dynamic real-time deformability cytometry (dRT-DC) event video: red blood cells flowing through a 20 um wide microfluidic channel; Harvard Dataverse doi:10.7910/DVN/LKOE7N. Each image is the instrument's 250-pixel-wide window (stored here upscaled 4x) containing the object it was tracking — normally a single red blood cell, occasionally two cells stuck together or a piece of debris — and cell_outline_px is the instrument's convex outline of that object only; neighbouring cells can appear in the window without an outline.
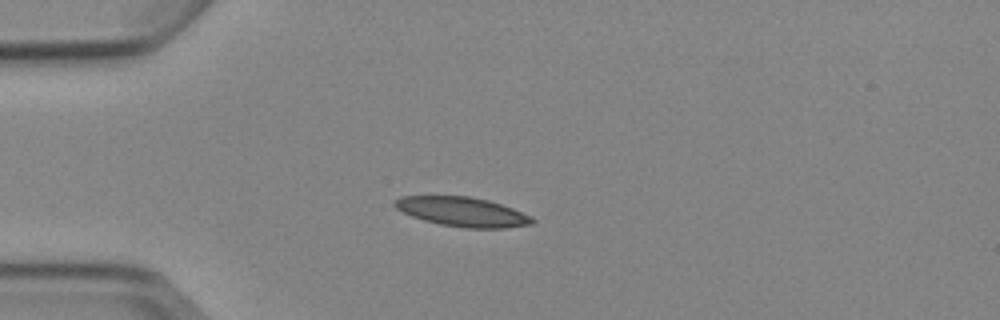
{"species": "Egyptian fruit bat (a non-hibernating species)", "species_latin": "Rousettus aegyptiacus", "temperature_condition": "cold", "stored_images_in_passage": 9, "camera_frame_rate_fps": 3000, "um_per_image_px": 0.085, "animal": {"sex": "female"}, "frame": {"image": 1, "passage_image": 4, "time_ms": 3.667, "image_size_px": [1000, 320], "cell_outline_px": [[536, 220], [532, 224], [504, 228], [468, 228], [440, 224], [424, 220], [412, 216], [396, 208], [392, 204], [392, 200], [400, 196], [472, 196], [488, 200], [512, 208], [532, 216]], "centroid_in_image_um": [39.3, 17.99], "position_along_channel_um": 45.7, "area_um2": 23.58}}
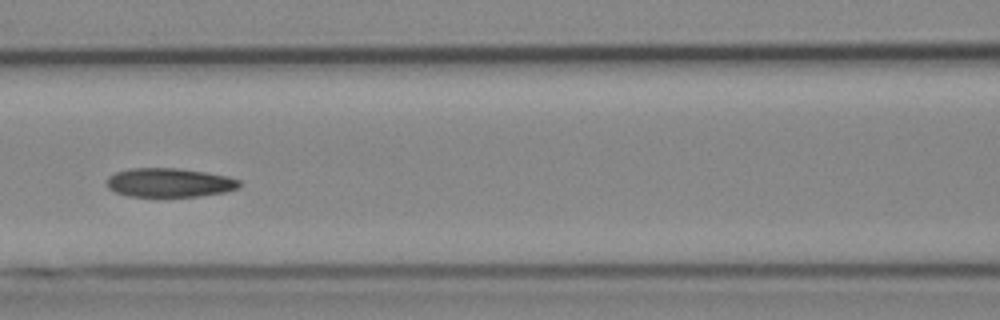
{"frame": {"image": 2, "passage_image": 7, "time_ms": 7.0, "image_size_px": [1000, 320], "cell_outline_px": [[240, 188], [224, 192], [200, 196], [128, 196], [116, 192], [108, 188], [104, 180], [108, 176], [116, 172], [128, 168], [176, 168], [204, 172], [228, 176], [240, 180]], "centroid_in_image_um": [14.37, 15.52], "position_along_channel_um": 152.2, "area_um2": 22.48}}
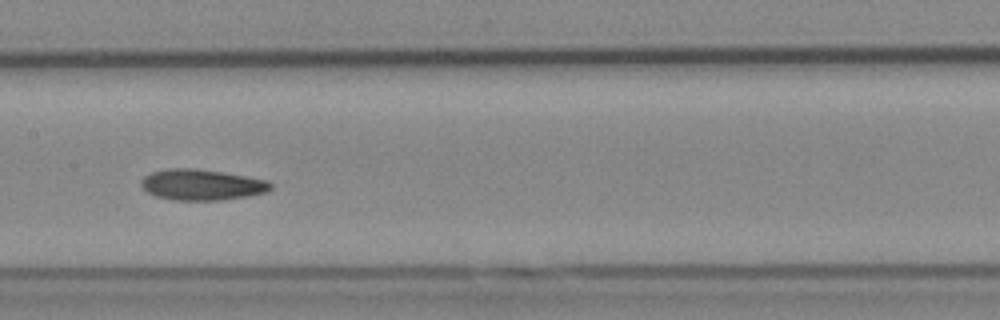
{"frame": {"image": 3, "passage_image": 8, "time_ms": 8.0, "image_size_px": [1000, 320], "cell_outline_px": [[272, 188], [268, 192], [248, 196], [224, 200], [172, 200], [156, 196], [148, 192], [140, 184], [140, 180], [144, 176], [152, 172], [168, 168], [196, 168], [268, 180], [272, 184]], "centroid_in_image_um": [17.15, 15.71], "position_along_channel_um": 190.2, "area_um2": 23.35}}